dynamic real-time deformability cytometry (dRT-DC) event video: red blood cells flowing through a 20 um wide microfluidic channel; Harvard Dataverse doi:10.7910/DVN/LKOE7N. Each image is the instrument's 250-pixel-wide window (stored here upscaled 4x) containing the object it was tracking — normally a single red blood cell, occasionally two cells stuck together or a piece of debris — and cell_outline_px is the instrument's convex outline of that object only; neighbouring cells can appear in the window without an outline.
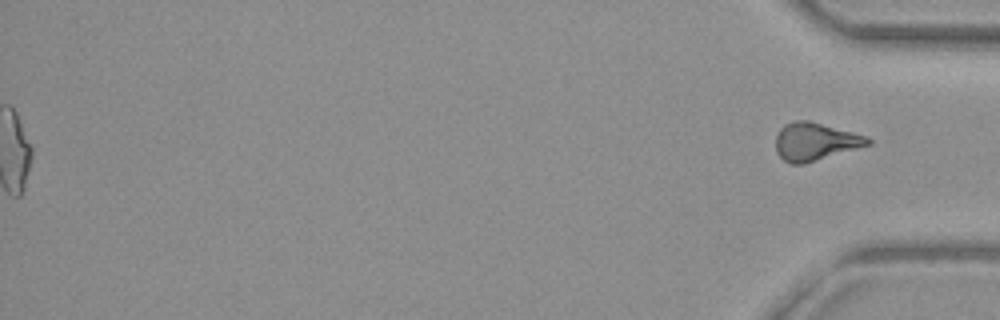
{"species": "common noctule bat (a hibernating species)", "species_latin": "Nyctalus noctula", "temperature_condition": "warm", "stored_images_in_passage": 43, "segment_of_instrument_passage": [2, 2], "camera_frame_rate_fps": 3000, "um_per_image_px": 0.085, "animal": {"sex": "female", "body_mass_g": 29.2, "forearm_length_mm": 56.3}, "frame": {"image": 1, "passage_image": 43, "time_ms": 14.0, "image_size_px": [1000, 320], "cell_outline_px": [[872, 144], [804, 164], [788, 164], [776, 152], [776, 136], [780, 128], [784, 124], [796, 120], [808, 120], [868, 136], [872, 140]], "centroid_in_image_um": [69.29, 12.04], "position_along_channel_um": 365.9, "area_um2": 20.4}}